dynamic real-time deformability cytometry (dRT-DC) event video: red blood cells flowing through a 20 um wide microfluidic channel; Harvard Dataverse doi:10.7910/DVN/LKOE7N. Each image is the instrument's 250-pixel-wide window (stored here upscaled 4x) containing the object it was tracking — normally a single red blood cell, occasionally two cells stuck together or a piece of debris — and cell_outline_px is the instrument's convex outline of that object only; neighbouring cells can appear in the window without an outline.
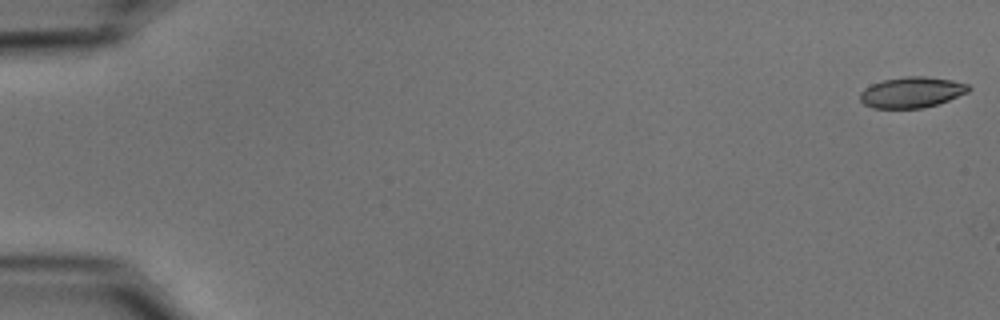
{"species": "common noctule bat (a hibernating species)", "species_latin": "Nyctalus noctula", "temperature_condition": "cold", "stored_images_in_passage": 8, "camera_frame_rate_fps": 3000, "um_per_image_px": 0.085, "animal": {"sex": "male", "body_mass_g": 15.6}, "frame": {"image": 1, "passage_image": 1, "time_ms": 0.0, "image_size_px": [1000, 320], "cell_outline_px": [[972, 88], [968, 92], [948, 100], [924, 108], [872, 108], [864, 104], [860, 100], [860, 92], [864, 88], [872, 84], [884, 80], [904, 76], [924, 76], [952, 80], [968, 84]], "centroid_in_image_um": [77.49, 7.84], "position_along_channel_um": 7.5, "area_um2": 19.48}}